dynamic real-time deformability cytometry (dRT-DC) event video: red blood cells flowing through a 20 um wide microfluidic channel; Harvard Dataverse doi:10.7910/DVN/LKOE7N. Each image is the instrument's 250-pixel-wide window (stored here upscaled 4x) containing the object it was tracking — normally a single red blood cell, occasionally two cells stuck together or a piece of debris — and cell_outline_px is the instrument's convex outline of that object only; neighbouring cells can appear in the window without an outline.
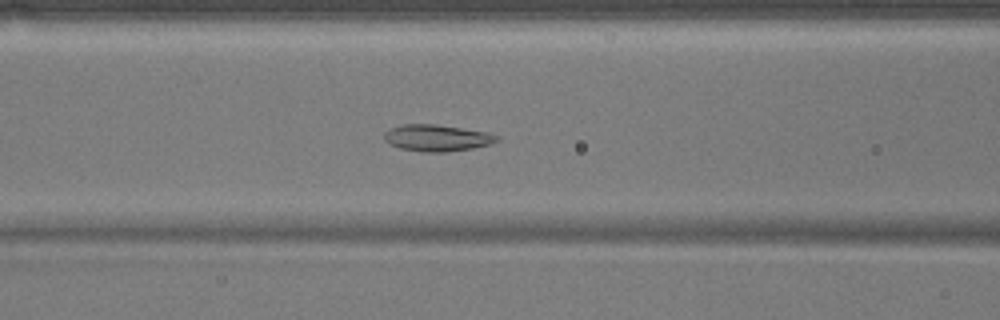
{"species": "common noctule bat (a hibernating species)", "species_latin": "Nyctalus noctula", "temperature_condition": "warm", "stored_images_in_passage": 53, "segment_of_instrument_passage": [1, 2], "camera_frame_rate_fps": 3000, "um_per_image_px": 0.085, "animal": {"sex": "male", "body_mass_g": 17.9}, "frame": {"image": 1, "passage_image": 21, "time_ms": 6.667, "image_size_px": [1000, 320], "cell_outline_px": [[500, 140], [492, 144], [472, 148], [448, 152], [420, 152], [400, 148], [388, 144], [384, 140], [384, 132], [400, 124], [436, 124], [488, 132], [500, 136]], "centroid_in_image_um": [37.15, 11.73], "position_along_channel_um": 129.4, "area_um2": 17.74}}
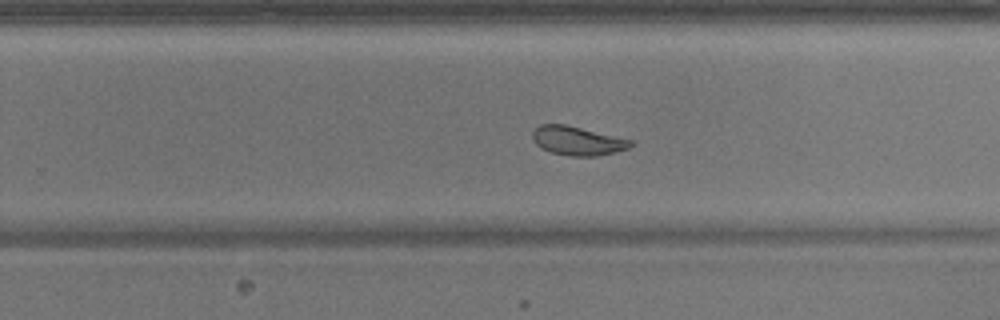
{"frame": {"image": 2, "passage_image": 33, "time_ms": 10.667, "image_size_px": [1000, 320], "cell_outline_px": [[632, 144], [628, 148], [616, 152], [596, 156], [572, 156], [552, 152], [540, 148], [532, 140], [532, 132], [540, 124], [564, 124], [632, 140]], "centroid_in_image_um": [49.05, 11.97], "position_along_channel_um": 280.8, "area_um2": 16.36}}
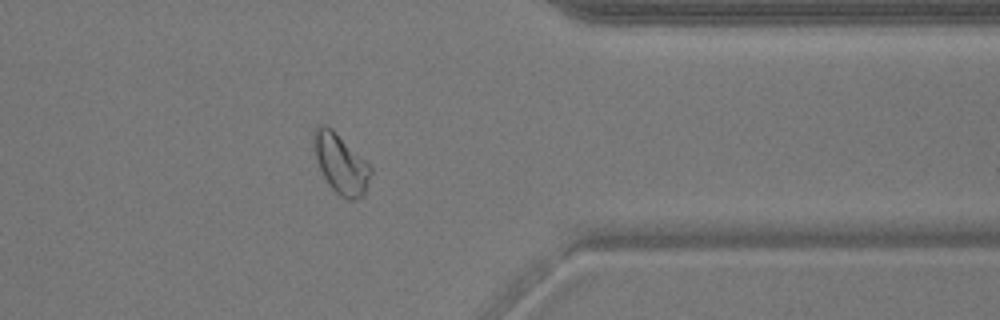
{"frame": {"image": 3, "passage_image": 42, "time_ms": 13.667, "image_size_px": [1000, 320], "cell_outline_px": [[372, 172], [364, 196], [356, 200], [348, 200], [340, 196], [328, 184], [316, 160], [312, 144], [312, 136], [316, 128], [320, 124], [324, 124], [332, 128], [372, 168]], "centroid_in_image_um": [28.95, 13.93], "position_along_channel_um": 382.5, "area_um2": 19.77}}